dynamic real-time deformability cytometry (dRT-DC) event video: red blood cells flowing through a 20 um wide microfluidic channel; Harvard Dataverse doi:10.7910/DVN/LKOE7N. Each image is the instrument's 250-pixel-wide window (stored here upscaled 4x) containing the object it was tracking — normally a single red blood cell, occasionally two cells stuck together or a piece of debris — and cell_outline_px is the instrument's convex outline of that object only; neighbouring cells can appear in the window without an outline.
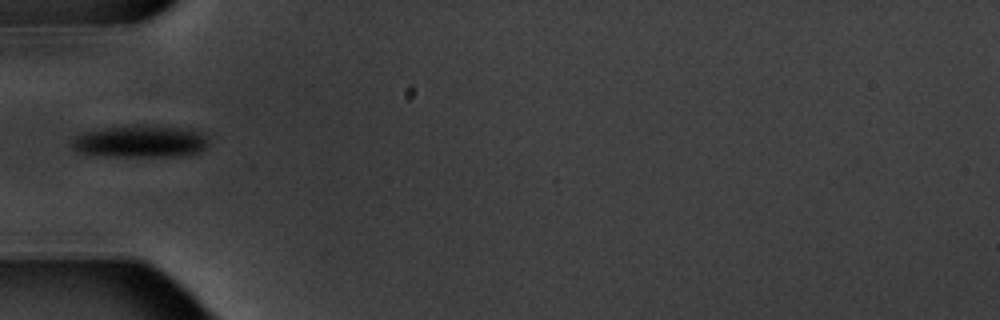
{"species": "common noctule bat (a hibernating species)", "species_latin": "Nyctalus noctula", "temperature_condition": "warm", "stored_images_in_passage": 6, "camera_frame_rate_fps": 3000, "um_per_image_px": 0.085, "animal": {"sex": "male", "body_mass_g": 20.1, "forearm_length_mm": 53.5}, "frame": {"image": 1, "passage_image": 6, "time_ms": 5.667, "image_size_px": [1000, 320], "cell_outline_px": [[208, 144], [200, 152], [188, 156], [88, 156], [76, 152], [72, 148], [72, 140], [76, 136], [84, 132], [104, 128], [144, 124], [176, 128], [200, 132], [208, 136]], "centroid_in_image_um": [11.89, 12.04], "position_along_channel_um": 73.1, "area_um2": 25.95}}